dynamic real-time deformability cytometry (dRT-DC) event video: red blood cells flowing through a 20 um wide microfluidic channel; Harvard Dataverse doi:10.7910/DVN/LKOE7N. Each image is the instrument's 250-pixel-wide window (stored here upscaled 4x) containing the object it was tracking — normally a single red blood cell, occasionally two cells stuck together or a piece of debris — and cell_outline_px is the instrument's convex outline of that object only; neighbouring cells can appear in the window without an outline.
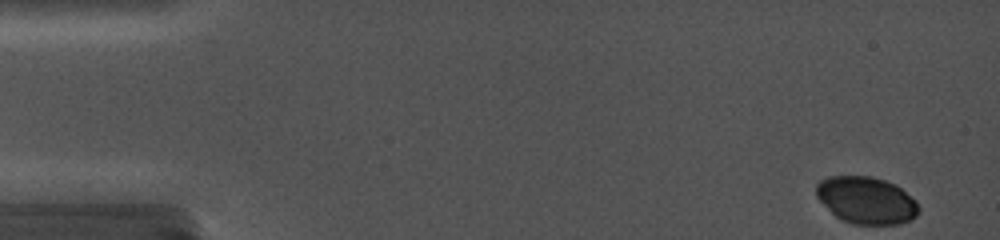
{"species": "common noctule bat (a hibernating species)", "species_latin": "Nyctalus noctula", "temperature_condition": "cold", "stored_images_in_passage": 15, "camera_frame_rate_fps": 5000, "um_per_image_px": 0.085, "animal": {"sex": "female", "body_mass_g": 19.0, "forearm_length_mm": 56.7}, "frame": {"image": 1, "passage_image": 1, "time_ms": 0.0, "image_size_px": [1000, 240], "cell_outline_px": [[920, 212], [916, 216], [900, 224], [852, 224], [836, 216], [816, 196], [816, 184], [820, 180], [828, 176], [872, 176], [896, 184], [916, 200], [920, 208]], "centroid_in_image_um": [73.66, 17.01], "position_along_channel_um": 11.3, "area_um2": 28.15}}
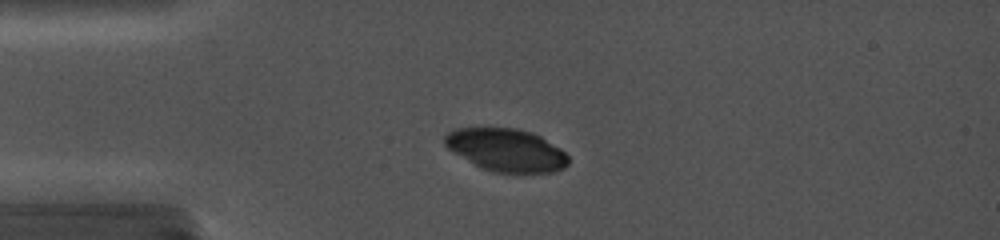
{"frame": {"image": 2, "passage_image": 11, "time_ms": 3.6, "image_size_px": [1000, 240], "cell_outline_px": [[568, 164], [564, 168], [552, 172], [492, 172], [452, 152], [444, 144], [444, 136], [448, 132], [456, 128], [516, 128], [532, 132], [540, 136], [560, 148], [568, 156]], "centroid_in_image_um": [43.03, 12.74], "position_along_channel_um": 42.0, "area_um2": 30.52}}